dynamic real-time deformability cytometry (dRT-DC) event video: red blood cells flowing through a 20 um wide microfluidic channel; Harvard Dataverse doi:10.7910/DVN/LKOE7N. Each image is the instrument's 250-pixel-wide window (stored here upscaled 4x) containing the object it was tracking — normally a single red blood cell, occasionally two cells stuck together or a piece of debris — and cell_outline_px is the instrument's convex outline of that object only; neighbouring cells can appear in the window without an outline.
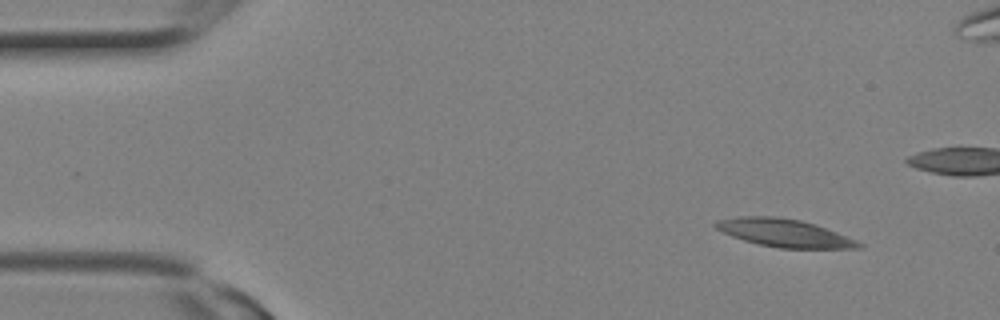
{"species": "Egyptian fruit bat (a non-hibernating species)", "species_latin": "Rousettus aegyptiacus", "temperature_condition": "room temperature", "stored_images_in_passage": 2, "segment_of_instrument_passage": [2, 2], "camera_frame_rate_fps": 3000, "um_per_image_px": 0.085, "animal": {"sex": "female"}, "frame": {"image": 1, "passage_image": 2, "time_ms": 0.333, "image_size_px": [1000, 320], "cell_outline_px": [[864, 244], [860, 248], [780, 248], [756, 244], [732, 236], [716, 228], [712, 224], [716, 220], [740, 216], [776, 216], [800, 220], [816, 224], [856, 240]], "centroid_in_image_um": [66.64, 19.79], "position_along_channel_um": 18.4, "area_um2": 23.18}}